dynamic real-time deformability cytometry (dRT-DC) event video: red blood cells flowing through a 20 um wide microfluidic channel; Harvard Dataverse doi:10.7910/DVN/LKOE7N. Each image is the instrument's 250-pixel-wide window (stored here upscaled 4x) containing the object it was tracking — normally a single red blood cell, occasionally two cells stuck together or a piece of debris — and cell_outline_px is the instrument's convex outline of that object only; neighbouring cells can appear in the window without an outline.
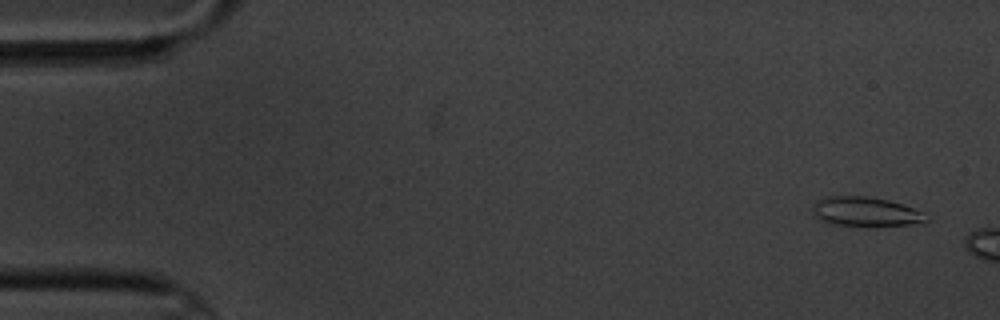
{"species": "common noctule bat (a hibernating species)", "species_latin": "Nyctalus noctula", "temperature_condition": "cold", "stored_images_in_passage": 3, "camera_frame_rate_fps": 3000, "um_per_image_px": 0.085, "animal": {"sex": "male", "body_mass_g": 20.1, "forearm_length_mm": 53.5}, "frame": {"image": 1, "passage_image": 1, "time_ms": 0.0, "image_size_px": [1000, 320], "cell_outline_px": [[928, 220], [924, 224], [832, 224], [820, 220], [812, 216], [812, 208], [816, 200], [824, 196], [868, 196], [888, 200], [924, 212]], "centroid_in_image_um": [73.52, 17.96], "position_along_channel_um": 11.5, "area_um2": 19.07}}